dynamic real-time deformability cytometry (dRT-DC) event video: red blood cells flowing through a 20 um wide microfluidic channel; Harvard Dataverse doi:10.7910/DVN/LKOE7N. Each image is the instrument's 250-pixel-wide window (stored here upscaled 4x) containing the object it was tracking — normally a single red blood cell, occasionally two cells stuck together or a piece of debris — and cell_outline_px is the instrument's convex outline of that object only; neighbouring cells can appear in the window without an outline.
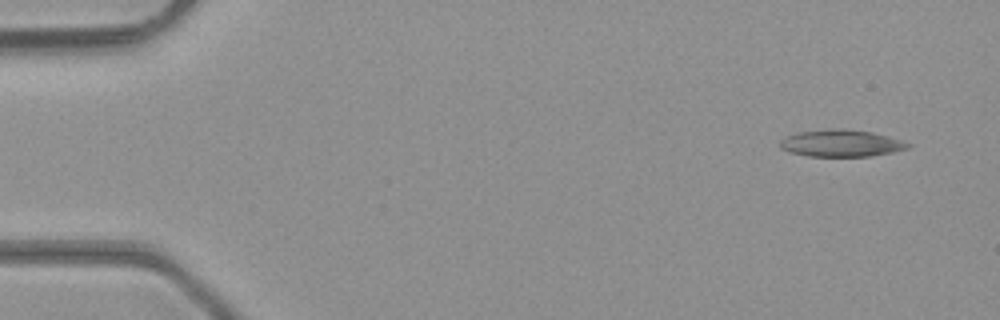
{"species": "common noctule bat (a hibernating species)", "species_latin": "Nyctalus noctula", "temperature_condition": "room temperature", "stored_images_in_passage": 4, "camera_frame_rate_fps": 3000, "um_per_image_px": 0.085, "animal": {"sex": "male", "body_mass_g": 23.1, "forearm_length_mm": 52.7}, "frame": {"image": 1, "passage_image": 1, "time_ms": 0.0, "image_size_px": [1000, 320], "cell_outline_px": [[912, 144], [908, 148], [892, 152], [868, 156], [808, 156], [788, 152], [780, 148], [780, 140], [788, 136], [800, 132], [832, 128], [840, 128], [872, 132], [888, 136]], "centroid_in_image_um": [71.48, 12.17], "position_along_channel_um": 13.5, "area_um2": 19.94}}
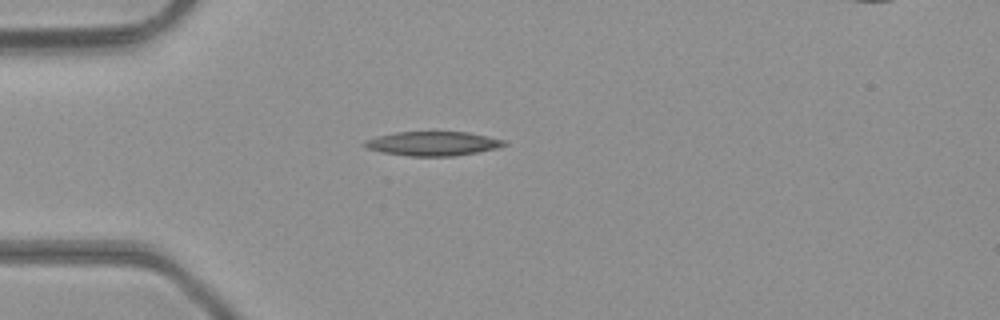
{"frame": {"image": 2, "passage_image": 4, "time_ms": 1.0, "image_size_px": [1000, 320], "cell_outline_px": [[508, 144], [496, 148], [456, 156], [408, 156], [380, 152], [368, 148], [364, 144], [364, 140], [376, 136], [396, 132], [468, 132], [488, 136], [504, 140]], "centroid_in_image_um": [36.78, 12.2], "position_along_channel_um": 48.2, "area_um2": 19.65}}